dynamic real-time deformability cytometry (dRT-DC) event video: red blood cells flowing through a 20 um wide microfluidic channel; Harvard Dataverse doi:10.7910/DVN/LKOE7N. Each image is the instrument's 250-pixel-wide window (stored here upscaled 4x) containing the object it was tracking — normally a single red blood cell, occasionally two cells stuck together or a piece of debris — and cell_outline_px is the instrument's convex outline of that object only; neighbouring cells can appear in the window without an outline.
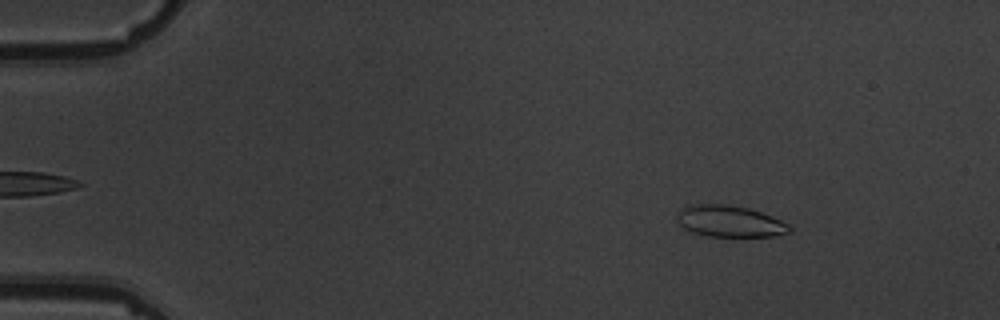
{"species": "common noctule bat (a hibernating species)", "species_latin": "Nyctalus noctula", "temperature_condition": "warm", "stored_images_in_passage": 5, "camera_frame_rate_fps": 3000, "um_per_image_px": 0.085, "animal": {"sex": "male", "body_mass_g": 19.5, "forearm_length_mm": 54.6}, "frame": {"image": 1, "passage_image": 1, "time_ms": 0.0, "image_size_px": [1000, 320], "cell_outline_px": [[792, 232], [776, 236], [704, 236], [692, 232], [684, 228], [676, 220], [680, 212], [688, 204], [724, 204], [748, 208], [760, 212], [792, 224]], "centroid_in_image_um": [62.08, 18.82], "position_along_channel_um": 22.9, "area_um2": 20.69}}
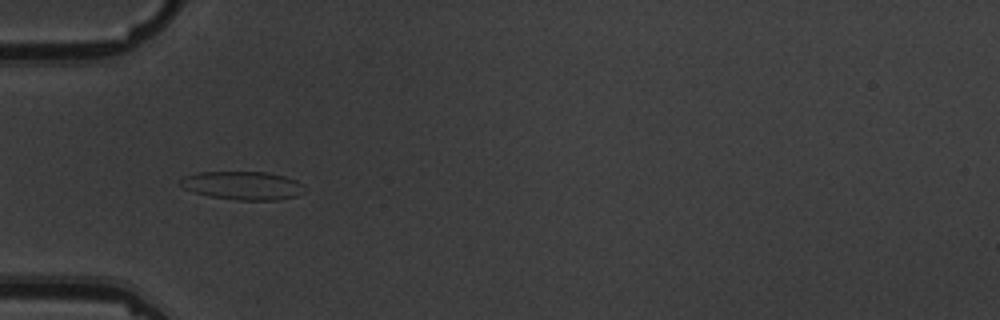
{"frame": {"image": 2, "passage_image": 4, "time_ms": 3.667, "image_size_px": [1000, 320], "cell_outline_px": [[304, 192], [296, 196], [276, 200], [236, 200], [208, 196], [184, 188], [180, 184], [180, 180], [184, 176], [196, 172], [264, 172], [284, 176], [296, 180], [300, 184]], "centroid_in_image_um": [20.6, 15.77], "position_along_channel_um": 64.4, "area_um2": 20.35}}